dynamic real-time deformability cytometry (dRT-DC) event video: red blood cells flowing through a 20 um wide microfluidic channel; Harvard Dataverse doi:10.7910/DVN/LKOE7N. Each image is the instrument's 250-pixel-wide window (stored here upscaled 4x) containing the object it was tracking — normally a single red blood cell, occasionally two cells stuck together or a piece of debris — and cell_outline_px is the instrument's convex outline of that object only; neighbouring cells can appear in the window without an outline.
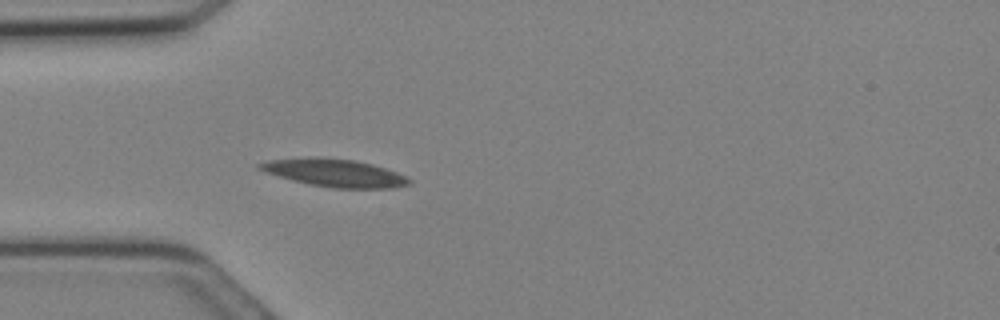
{"species": "Egyptian fruit bat (a non-hibernating species)", "species_latin": "Rousettus aegyptiacus", "temperature_condition": "cold", "stored_images_in_passage": 5, "camera_frame_rate_fps": 3000, "um_per_image_px": 0.085, "animal": {"sex": "female"}, "frame": {"image": 1, "passage_image": 1, "time_ms": 0.0, "image_size_px": [1000, 320], "cell_outline_px": [[412, 184], [392, 188], [332, 188], [308, 184], [292, 180], [256, 168], [256, 164], [268, 160], [356, 160], [372, 164], [396, 172], [412, 180]], "centroid_in_image_um": [28.54, 14.75], "position_along_channel_um": 56.5, "area_um2": 22.95}}
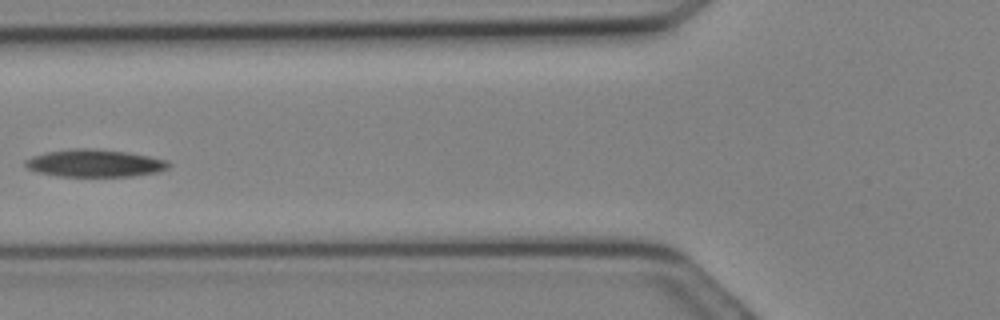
{"frame": {"image": 2, "passage_image": 4, "time_ms": 1.0, "image_size_px": [1000, 320], "cell_outline_px": [[172, 164], [168, 168], [160, 172], [132, 176], [60, 176], [40, 172], [28, 168], [24, 164], [24, 160], [32, 156], [48, 152], [72, 148], [92, 148], [124, 152], [148, 156], [168, 160]], "centroid_in_image_um": [8.09, 13.87], "position_along_channel_um": 117.7, "area_um2": 22.83}}